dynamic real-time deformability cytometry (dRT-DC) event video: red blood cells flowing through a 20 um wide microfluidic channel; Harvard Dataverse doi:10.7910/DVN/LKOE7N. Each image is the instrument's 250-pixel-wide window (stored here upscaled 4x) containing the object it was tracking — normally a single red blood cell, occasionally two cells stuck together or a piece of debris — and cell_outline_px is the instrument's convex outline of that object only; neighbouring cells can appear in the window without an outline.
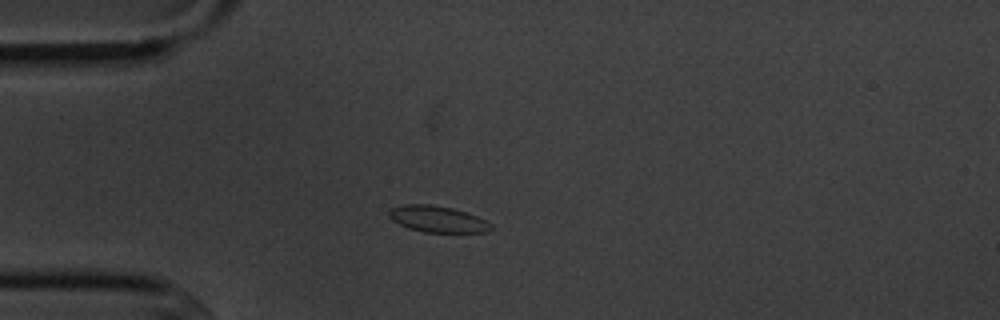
{"species": "common noctule bat (a hibernating species)", "species_latin": "Nyctalus noctula", "temperature_condition": "cold", "stored_images_in_passage": 1, "camera_frame_rate_fps": 3000, "um_per_image_px": 0.085, "animal": {"sex": "male", "body_mass_g": 20.1, "forearm_length_mm": 53.5}, "frame": {"image": 1, "passage_image": 1, "time_ms": 0.0, "image_size_px": [1000, 320], "cell_outline_px": [[492, 228], [484, 232], [424, 232], [408, 228], [392, 220], [388, 216], [388, 212], [392, 208], [404, 204], [428, 204], [452, 208], [476, 216], [492, 224]], "centroid_in_image_um": [37.15, 18.62], "position_along_channel_um": 47.8, "area_um2": 15.43}}